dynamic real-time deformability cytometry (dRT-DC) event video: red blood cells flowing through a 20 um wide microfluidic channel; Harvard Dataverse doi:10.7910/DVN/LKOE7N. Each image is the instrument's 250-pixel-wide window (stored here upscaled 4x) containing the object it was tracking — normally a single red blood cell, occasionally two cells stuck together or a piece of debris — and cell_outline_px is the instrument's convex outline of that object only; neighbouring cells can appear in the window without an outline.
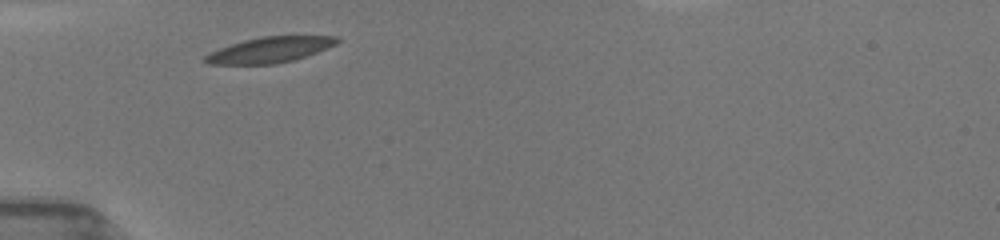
{"species": "common noctule bat (a hibernating species)", "species_latin": "Nyctalus noctula", "temperature_condition": "room temperature", "stored_images_in_passage": 42, "camera_frame_rate_fps": 3000, "um_per_image_px": 0.085, "animal": {"sex": "female", "body_mass_g": 19.5, "forearm_length_mm": 54.1}, "frame": {"image": 1, "passage_image": 1, "time_ms": 0.0, "image_size_px": [1000, 240], "cell_outline_px": [[340, 40], [336, 44], [316, 52], [292, 60], [276, 64], [208, 64], [204, 60], [204, 56], [220, 48], [244, 40], [260, 36], [336, 36]], "centroid_in_image_um": [22.93, 4.23], "position_along_channel_um": 62.1, "area_um2": 19.36}}
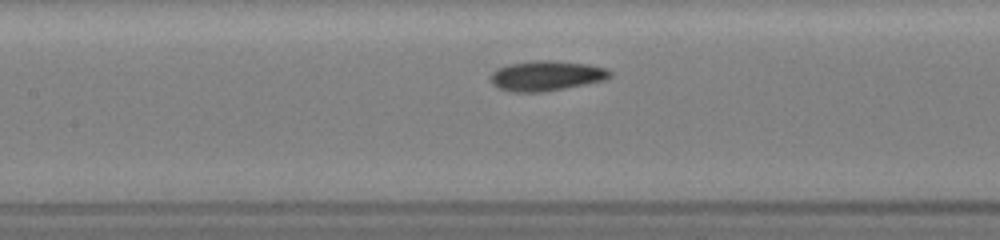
{"frame": {"image": 2, "passage_image": 14, "time_ms": 2.667, "image_size_px": [1000, 240], "cell_outline_px": [[612, 76], [604, 80], [544, 92], [508, 92], [496, 88], [492, 84], [492, 72], [496, 68], [512, 64], [536, 60], [548, 60], [588, 64], [608, 68], [612, 72]], "centroid_in_image_um": [46.44, 6.45], "position_along_channel_um": 161.0, "area_um2": 20.92}}
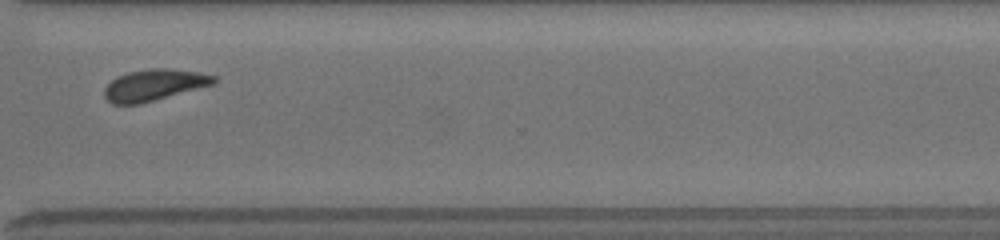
{"frame": {"image": 3, "passage_image": 41, "time_ms": 7.667, "image_size_px": [1000, 240], "cell_outline_px": [[216, 80], [212, 84], [140, 104], [112, 104], [104, 96], [104, 88], [112, 80], [128, 72], [152, 68], [164, 68], [200, 72], [216, 76]], "centroid_in_image_um": [13.08, 7.22], "position_along_channel_um": 357.5, "area_um2": 19.65}}